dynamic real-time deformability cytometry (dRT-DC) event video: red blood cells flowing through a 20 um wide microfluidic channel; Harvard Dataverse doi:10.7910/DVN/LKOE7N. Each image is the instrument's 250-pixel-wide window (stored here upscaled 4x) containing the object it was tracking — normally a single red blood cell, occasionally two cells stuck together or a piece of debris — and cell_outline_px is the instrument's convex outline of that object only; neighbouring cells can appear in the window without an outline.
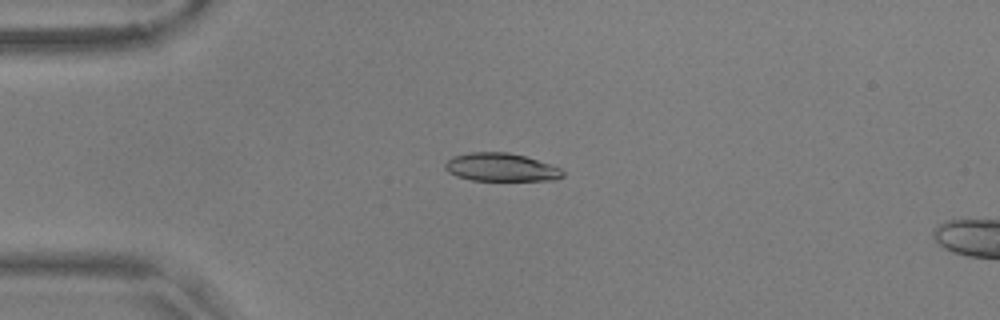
{"species": "common noctule bat (a hibernating species)", "species_latin": "Nyctalus noctula", "temperature_condition": "warm", "stored_images_in_passage": 51, "camera_frame_rate_fps": 3000, "um_per_image_px": 0.085, "animal": {"sex": "male", "body_mass_g": 17.9, "forearm_length_mm": 54.2}, "frame": {"image": 1, "passage_image": 14, "time_ms": 4.333, "image_size_px": [1000, 320], "cell_outline_px": [[564, 176], [556, 180], [472, 180], [456, 176], [448, 172], [444, 168], [444, 164], [452, 156], [468, 152], [508, 152], [524, 156], [560, 168], [564, 172]], "centroid_in_image_um": [42.55, 14.22], "position_along_channel_um": 42.5, "area_um2": 19.25}}
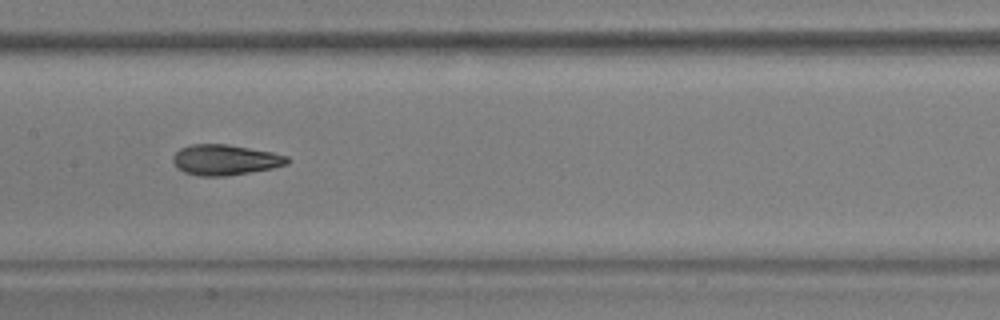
{"frame": {"image": 2, "passage_image": 28, "time_ms": 9.0, "image_size_px": [1000, 320], "cell_outline_px": [[288, 164], [272, 168], [224, 176], [200, 176], [184, 172], [172, 160], [172, 156], [180, 148], [192, 144], [228, 144], [272, 152], [288, 156]], "centroid_in_image_um": [19.13, 13.57], "position_along_channel_um": 188.3, "area_um2": 20.11}}
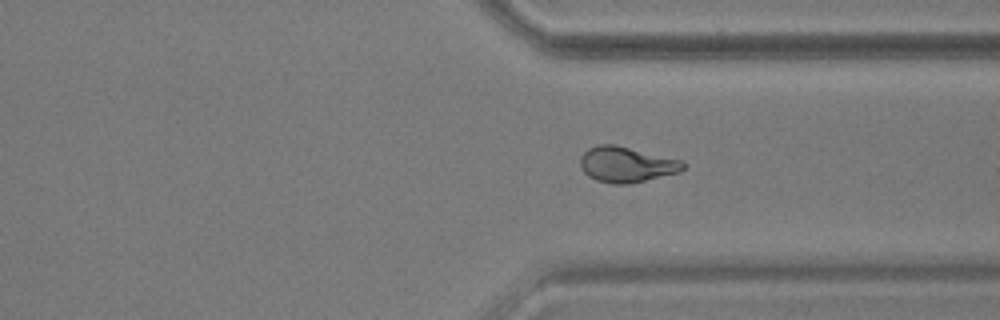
{"frame": {"image": 3, "passage_image": 42, "time_ms": 13.667, "image_size_px": [1000, 320], "cell_outline_px": [[684, 168], [680, 172], [628, 184], [612, 184], [596, 180], [588, 176], [584, 172], [580, 164], [580, 156], [588, 148], [596, 144], [616, 144], [684, 160]], "centroid_in_image_um": [53.25, 13.96], "position_along_channel_um": 358.2, "area_um2": 21.56}, "authors_computed_cell_mechanics": {"area_um2": 20.1144, "velocity_mm_per_s": 3.6474, "shape_relaxation_time_tau1_ms": 9.5136, "shape_relaxation_time_tau2_ms": 1.5813, "deformation_change_tau1": 0.2297, "deformation_change_tau2": 0.0839}}